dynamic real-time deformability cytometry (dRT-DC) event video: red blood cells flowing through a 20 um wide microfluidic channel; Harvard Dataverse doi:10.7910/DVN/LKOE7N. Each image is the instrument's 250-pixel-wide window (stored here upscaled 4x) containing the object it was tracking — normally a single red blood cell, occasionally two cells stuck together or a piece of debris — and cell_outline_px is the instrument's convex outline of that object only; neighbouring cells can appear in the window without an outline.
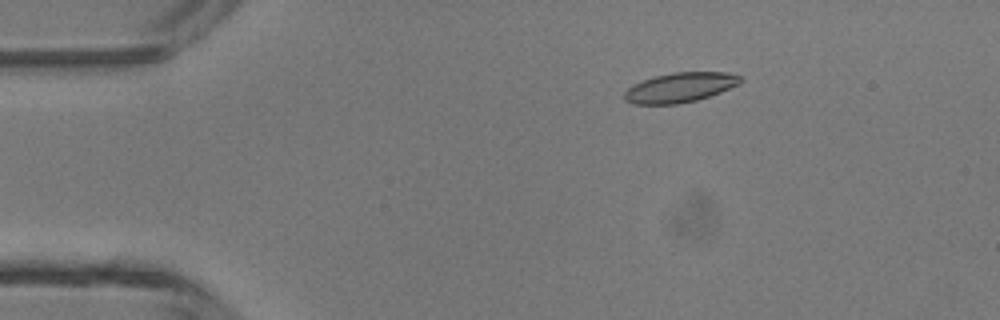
{"species": "common noctule bat (a hibernating species)", "species_latin": "Nyctalus noctula", "temperature_condition": "room temperature", "stored_images_in_passage": 47, "camera_frame_rate_fps": 3000, "um_per_image_px": 0.085, "animal": {"sex": "male", "body_mass_g": 13.3}, "frame": {"image": 1, "passage_image": 8, "time_ms": 2.333, "image_size_px": [1000, 320], "cell_outline_px": [[744, 80], [740, 84], [720, 92], [696, 100], [676, 104], [632, 104], [624, 100], [624, 92], [632, 84], [656, 76], [672, 72], [728, 72], [740, 76]], "centroid_in_image_um": [57.8, 7.43], "position_along_channel_um": 27.2, "area_um2": 20.11}}
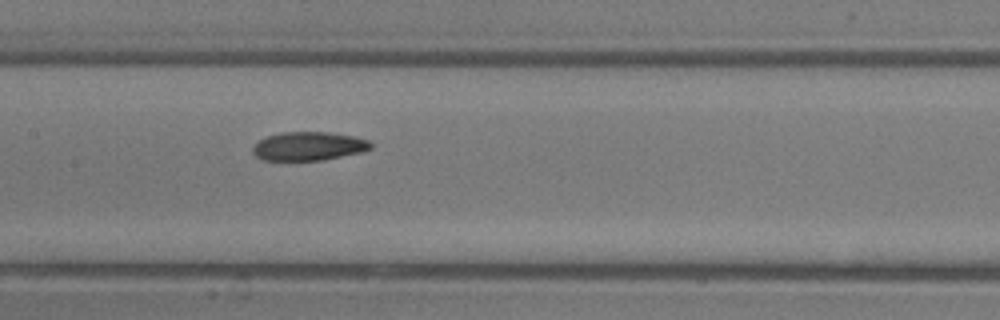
{"frame": {"image": 2, "passage_image": 23, "time_ms": 7.333, "image_size_px": [1000, 320], "cell_outline_px": [[372, 148], [364, 152], [324, 160], [260, 160], [252, 152], [252, 148], [260, 140], [268, 136], [280, 132], [328, 132], [352, 136], [368, 140], [372, 144]], "centroid_in_image_um": [26.25, 12.43], "position_along_channel_um": 181.2, "area_um2": 19.77}}
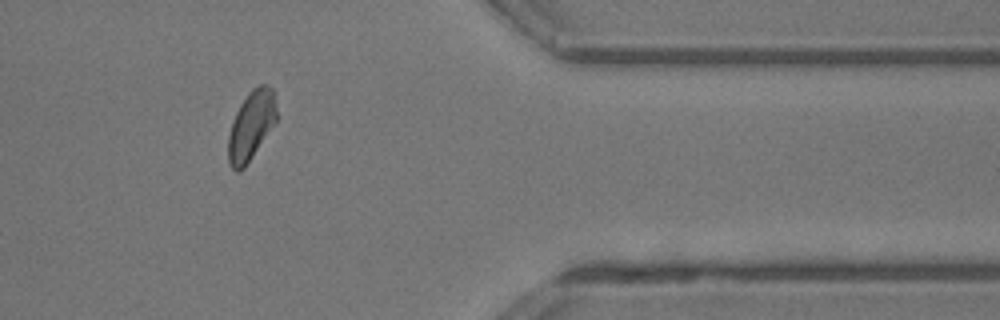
{"frame": {"image": 3, "passage_image": 39, "time_ms": 12.667, "image_size_px": [1000, 320], "cell_outline_px": [[276, 120], [244, 168], [240, 172], [236, 172], [228, 164], [228, 136], [236, 112], [240, 104], [248, 92], [252, 88], [260, 84], [268, 84], [272, 88], [276, 108]], "centroid_in_image_um": [21.32, 10.66], "position_along_channel_um": 390.1, "area_um2": 19.19}, "authors_computed_cell_mechanics": {"area_um2": 19.941, "velocity_mm_per_s": 4.3519, "shape_relaxation_time_tau1_ms": 4.1036, "shape_relaxation_time_tau2_ms": 2.5014, "deformation_change_tau1": 0.1365, "deformation_change_tau2": 0.0848}}